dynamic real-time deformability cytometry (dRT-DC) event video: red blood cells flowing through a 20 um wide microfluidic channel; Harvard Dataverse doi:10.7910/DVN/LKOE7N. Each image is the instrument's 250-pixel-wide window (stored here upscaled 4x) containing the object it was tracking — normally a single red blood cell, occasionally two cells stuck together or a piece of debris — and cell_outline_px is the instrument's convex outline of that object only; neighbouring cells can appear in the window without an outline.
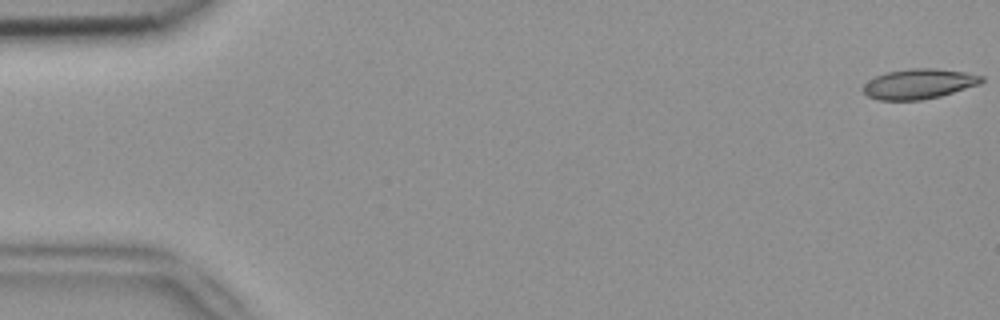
{"species": "common noctule bat (a hibernating species)", "species_latin": "Nyctalus noctula", "temperature_condition": "room temperature", "stored_images_in_passage": 6, "camera_frame_rate_fps": 3000, "um_per_image_px": 0.085, "animal": {"sex": "female", "body_mass_g": 18.4}, "frame": {"image": 1, "passage_image": 1, "time_ms": 0.0, "image_size_px": [1000, 320], "cell_outline_px": [[984, 80], [980, 84], [940, 96], [920, 100], [876, 100], [868, 96], [860, 88], [868, 80], [876, 76], [888, 72], [912, 68], [936, 68], [968, 72], [984, 76]], "centroid_in_image_um": [78.11, 7.12], "position_along_channel_um": 6.9, "area_um2": 20.87}}
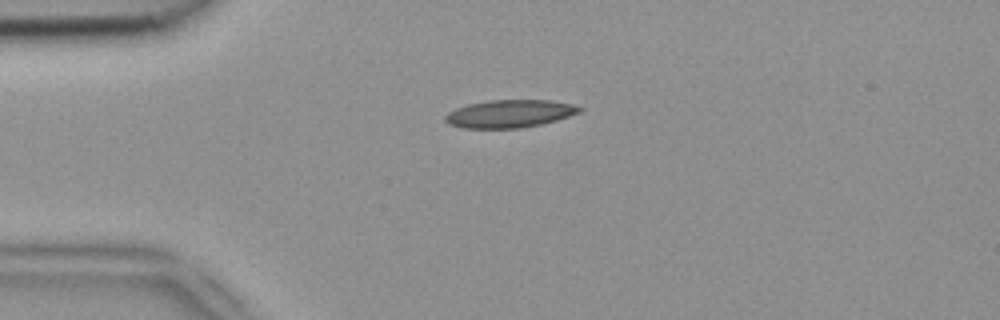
{"frame": {"image": 2, "passage_image": 4, "time_ms": 1.0, "image_size_px": [1000, 320], "cell_outline_px": [[584, 108], [580, 112], [556, 120], [540, 124], [520, 128], [460, 128], [448, 124], [444, 120], [444, 116], [448, 112], [456, 108], [468, 104], [488, 100], [552, 100], [572, 104]], "centroid_in_image_um": [43.28, 9.66], "position_along_channel_um": 41.7, "area_um2": 21.79}}